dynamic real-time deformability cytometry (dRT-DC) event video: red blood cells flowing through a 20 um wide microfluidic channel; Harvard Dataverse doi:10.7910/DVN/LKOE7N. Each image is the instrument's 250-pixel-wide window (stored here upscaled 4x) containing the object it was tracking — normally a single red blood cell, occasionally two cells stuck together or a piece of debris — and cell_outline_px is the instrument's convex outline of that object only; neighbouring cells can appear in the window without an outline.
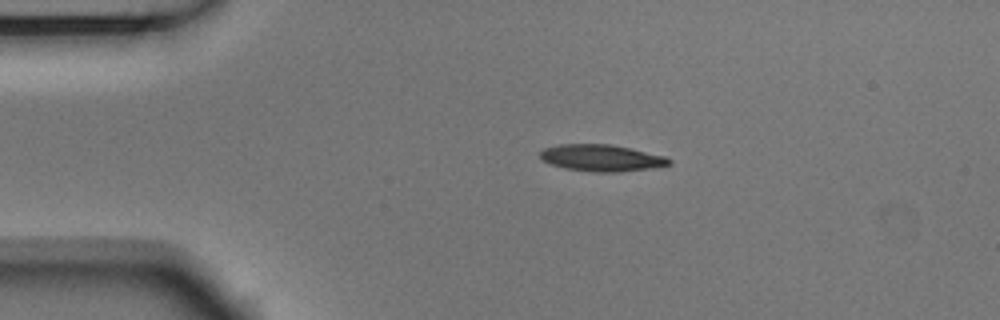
{"species": "Egyptian fruit bat (a non-hibernating species)", "species_latin": "Rousettus aegyptiacus", "temperature_condition": "room temperature", "stored_images_in_passage": 44, "camera_frame_rate_fps": 3000, "um_per_image_px": 0.085, "animal": {"sex": "male"}, "frame": {"image": 1, "passage_image": 1, "time_ms": 0.0, "image_size_px": [1000, 320], "cell_outline_px": [[672, 164], [648, 168], [620, 172], [592, 172], [564, 168], [548, 164], [540, 160], [540, 152], [544, 148], [560, 144], [608, 144], [628, 148], [664, 156], [672, 160]], "centroid_in_image_um": [51.06, 13.43], "position_along_channel_um": 33.9, "area_um2": 20.0}}
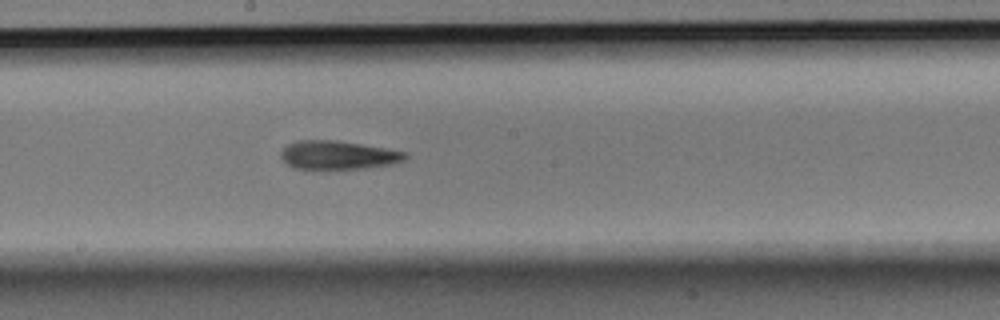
{"frame": {"image": 2, "passage_image": 19, "time_ms": 6.0, "image_size_px": [1000, 320], "cell_outline_px": [[408, 156], [404, 160], [392, 164], [364, 168], [292, 168], [280, 156], [280, 152], [288, 144], [296, 140], [336, 140], [408, 152]], "centroid_in_image_um": [28.74, 13.17], "position_along_channel_um": 219.5, "area_um2": 20.46}}
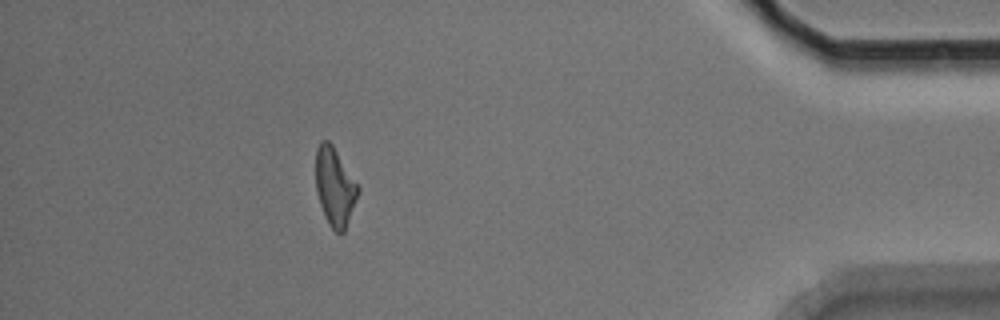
{"frame": {"image": 3, "passage_image": 38, "time_ms": 12.333, "image_size_px": [1000, 320], "cell_outline_px": [[360, 188], [344, 232], [340, 236], [328, 224], [324, 216], [316, 192], [316, 148], [320, 140], [328, 140], [332, 144], [360, 184]], "centroid_in_image_um": [28.47, 15.86], "position_along_channel_um": 406.7, "area_um2": 19.59}, "authors_computed_cell_mechanics": {"area_um2": 20.4901, "velocity_mm_per_s": 3.7431, "shape_relaxation_time_tau1_ms": 6.0479, "shape_relaxation_time_tau2_ms": 8.4357, "deformation_change_tau1": 0.1837, "deformation_change_tau2": 0.2111}}